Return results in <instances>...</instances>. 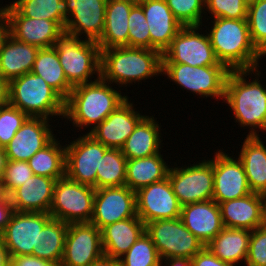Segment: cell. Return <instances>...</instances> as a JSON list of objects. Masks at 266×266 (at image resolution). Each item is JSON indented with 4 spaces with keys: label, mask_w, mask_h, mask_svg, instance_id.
<instances>
[{
    "label": "cell",
    "mask_w": 266,
    "mask_h": 266,
    "mask_svg": "<svg viewBox=\"0 0 266 266\" xmlns=\"http://www.w3.org/2000/svg\"><path fill=\"white\" fill-rule=\"evenodd\" d=\"M109 84L97 76L94 82L74 86L65 100L64 118L80 129L93 124L92 130L99 125L128 98Z\"/></svg>",
    "instance_id": "cell-1"
},
{
    "label": "cell",
    "mask_w": 266,
    "mask_h": 266,
    "mask_svg": "<svg viewBox=\"0 0 266 266\" xmlns=\"http://www.w3.org/2000/svg\"><path fill=\"white\" fill-rule=\"evenodd\" d=\"M250 73L256 76L251 82L245 78ZM260 74L258 68L232 70L225 84L223 101L234 111L236 122L241 127H251L248 136H260L256 128L266 131V87L260 83Z\"/></svg>",
    "instance_id": "cell-2"
},
{
    "label": "cell",
    "mask_w": 266,
    "mask_h": 266,
    "mask_svg": "<svg viewBox=\"0 0 266 266\" xmlns=\"http://www.w3.org/2000/svg\"><path fill=\"white\" fill-rule=\"evenodd\" d=\"M212 22L208 35L221 64L230 71L259 68L263 55L251 41L247 19L214 18Z\"/></svg>",
    "instance_id": "cell-3"
},
{
    "label": "cell",
    "mask_w": 266,
    "mask_h": 266,
    "mask_svg": "<svg viewBox=\"0 0 266 266\" xmlns=\"http://www.w3.org/2000/svg\"><path fill=\"white\" fill-rule=\"evenodd\" d=\"M100 50V77L110 85L127 86L162 74V54L157 50L127 46Z\"/></svg>",
    "instance_id": "cell-4"
},
{
    "label": "cell",
    "mask_w": 266,
    "mask_h": 266,
    "mask_svg": "<svg viewBox=\"0 0 266 266\" xmlns=\"http://www.w3.org/2000/svg\"><path fill=\"white\" fill-rule=\"evenodd\" d=\"M9 104L30 117L50 119L53 115L64 117L65 113V100L32 72L9 82Z\"/></svg>",
    "instance_id": "cell-5"
},
{
    "label": "cell",
    "mask_w": 266,
    "mask_h": 266,
    "mask_svg": "<svg viewBox=\"0 0 266 266\" xmlns=\"http://www.w3.org/2000/svg\"><path fill=\"white\" fill-rule=\"evenodd\" d=\"M67 81L74 87L100 76L101 50L96 41L63 33L54 45Z\"/></svg>",
    "instance_id": "cell-6"
},
{
    "label": "cell",
    "mask_w": 266,
    "mask_h": 266,
    "mask_svg": "<svg viewBox=\"0 0 266 266\" xmlns=\"http://www.w3.org/2000/svg\"><path fill=\"white\" fill-rule=\"evenodd\" d=\"M230 70L225 65L190 66L181 63H162V75H167L181 88L201 97L224 99L226 79ZM223 98V99H222Z\"/></svg>",
    "instance_id": "cell-7"
},
{
    "label": "cell",
    "mask_w": 266,
    "mask_h": 266,
    "mask_svg": "<svg viewBox=\"0 0 266 266\" xmlns=\"http://www.w3.org/2000/svg\"><path fill=\"white\" fill-rule=\"evenodd\" d=\"M145 232L153 241L161 260L191 259L204 247L181 218L151 221L145 224Z\"/></svg>",
    "instance_id": "cell-8"
},
{
    "label": "cell",
    "mask_w": 266,
    "mask_h": 266,
    "mask_svg": "<svg viewBox=\"0 0 266 266\" xmlns=\"http://www.w3.org/2000/svg\"><path fill=\"white\" fill-rule=\"evenodd\" d=\"M96 189L80 184L66 176L58 179L54 186L53 202L49 214L65 223L90 222Z\"/></svg>",
    "instance_id": "cell-9"
},
{
    "label": "cell",
    "mask_w": 266,
    "mask_h": 266,
    "mask_svg": "<svg viewBox=\"0 0 266 266\" xmlns=\"http://www.w3.org/2000/svg\"><path fill=\"white\" fill-rule=\"evenodd\" d=\"M193 165V166H192ZM188 167H170L168 178L181 206L212 200L214 189L213 159Z\"/></svg>",
    "instance_id": "cell-10"
},
{
    "label": "cell",
    "mask_w": 266,
    "mask_h": 266,
    "mask_svg": "<svg viewBox=\"0 0 266 266\" xmlns=\"http://www.w3.org/2000/svg\"><path fill=\"white\" fill-rule=\"evenodd\" d=\"M199 26H183L162 54V63H181L190 66L221 64L211 45L208 32L200 34Z\"/></svg>",
    "instance_id": "cell-11"
},
{
    "label": "cell",
    "mask_w": 266,
    "mask_h": 266,
    "mask_svg": "<svg viewBox=\"0 0 266 266\" xmlns=\"http://www.w3.org/2000/svg\"><path fill=\"white\" fill-rule=\"evenodd\" d=\"M52 219L49 213L14 211L5 230L0 234L9 257H38V236Z\"/></svg>",
    "instance_id": "cell-12"
},
{
    "label": "cell",
    "mask_w": 266,
    "mask_h": 266,
    "mask_svg": "<svg viewBox=\"0 0 266 266\" xmlns=\"http://www.w3.org/2000/svg\"><path fill=\"white\" fill-rule=\"evenodd\" d=\"M65 176L96 189V175L104 153L109 149L86 133L65 145Z\"/></svg>",
    "instance_id": "cell-13"
},
{
    "label": "cell",
    "mask_w": 266,
    "mask_h": 266,
    "mask_svg": "<svg viewBox=\"0 0 266 266\" xmlns=\"http://www.w3.org/2000/svg\"><path fill=\"white\" fill-rule=\"evenodd\" d=\"M103 255L100 229L91 222L68 224L59 266H90Z\"/></svg>",
    "instance_id": "cell-14"
},
{
    "label": "cell",
    "mask_w": 266,
    "mask_h": 266,
    "mask_svg": "<svg viewBox=\"0 0 266 266\" xmlns=\"http://www.w3.org/2000/svg\"><path fill=\"white\" fill-rule=\"evenodd\" d=\"M137 216L136 192L126 185L96 189L91 223L102 230L107 225Z\"/></svg>",
    "instance_id": "cell-15"
},
{
    "label": "cell",
    "mask_w": 266,
    "mask_h": 266,
    "mask_svg": "<svg viewBox=\"0 0 266 266\" xmlns=\"http://www.w3.org/2000/svg\"><path fill=\"white\" fill-rule=\"evenodd\" d=\"M7 32L39 48L53 47L64 29L55 21L23 16L12 4L4 6Z\"/></svg>",
    "instance_id": "cell-16"
},
{
    "label": "cell",
    "mask_w": 266,
    "mask_h": 266,
    "mask_svg": "<svg viewBox=\"0 0 266 266\" xmlns=\"http://www.w3.org/2000/svg\"><path fill=\"white\" fill-rule=\"evenodd\" d=\"M137 216L145 223L175 219L181 216V205L169 178L144 186L136 191Z\"/></svg>",
    "instance_id": "cell-17"
},
{
    "label": "cell",
    "mask_w": 266,
    "mask_h": 266,
    "mask_svg": "<svg viewBox=\"0 0 266 266\" xmlns=\"http://www.w3.org/2000/svg\"><path fill=\"white\" fill-rule=\"evenodd\" d=\"M223 150L216 152L213 159L214 189L212 199L217 203L238 199L252 193L241 161Z\"/></svg>",
    "instance_id": "cell-18"
},
{
    "label": "cell",
    "mask_w": 266,
    "mask_h": 266,
    "mask_svg": "<svg viewBox=\"0 0 266 266\" xmlns=\"http://www.w3.org/2000/svg\"><path fill=\"white\" fill-rule=\"evenodd\" d=\"M68 18L64 32L98 41L103 34L107 0H66ZM71 17V18H70Z\"/></svg>",
    "instance_id": "cell-19"
},
{
    "label": "cell",
    "mask_w": 266,
    "mask_h": 266,
    "mask_svg": "<svg viewBox=\"0 0 266 266\" xmlns=\"http://www.w3.org/2000/svg\"><path fill=\"white\" fill-rule=\"evenodd\" d=\"M128 99L88 132L107 148L121 149L137 124L146 116L135 111Z\"/></svg>",
    "instance_id": "cell-20"
},
{
    "label": "cell",
    "mask_w": 266,
    "mask_h": 266,
    "mask_svg": "<svg viewBox=\"0 0 266 266\" xmlns=\"http://www.w3.org/2000/svg\"><path fill=\"white\" fill-rule=\"evenodd\" d=\"M50 119L28 117L12 140L4 147L7 160L28 161L36 152L47 146L54 138Z\"/></svg>",
    "instance_id": "cell-21"
},
{
    "label": "cell",
    "mask_w": 266,
    "mask_h": 266,
    "mask_svg": "<svg viewBox=\"0 0 266 266\" xmlns=\"http://www.w3.org/2000/svg\"><path fill=\"white\" fill-rule=\"evenodd\" d=\"M139 5L149 26L151 49L163 54L183 25L175 18L166 0H144Z\"/></svg>",
    "instance_id": "cell-22"
},
{
    "label": "cell",
    "mask_w": 266,
    "mask_h": 266,
    "mask_svg": "<svg viewBox=\"0 0 266 266\" xmlns=\"http://www.w3.org/2000/svg\"><path fill=\"white\" fill-rule=\"evenodd\" d=\"M180 218L204 246L224 228L219 204L213 199L181 206Z\"/></svg>",
    "instance_id": "cell-23"
},
{
    "label": "cell",
    "mask_w": 266,
    "mask_h": 266,
    "mask_svg": "<svg viewBox=\"0 0 266 266\" xmlns=\"http://www.w3.org/2000/svg\"><path fill=\"white\" fill-rule=\"evenodd\" d=\"M225 228H239L253 231L263 226V196L252 192L245 197L219 203Z\"/></svg>",
    "instance_id": "cell-24"
},
{
    "label": "cell",
    "mask_w": 266,
    "mask_h": 266,
    "mask_svg": "<svg viewBox=\"0 0 266 266\" xmlns=\"http://www.w3.org/2000/svg\"><path fill=\"white\" fill-rule=\"evenodd\" d=\"M56 181L34 174L9 195L14 211L49 213Z\"/></svg>",
    "instance_id": "cell-25"
},
{
    "label": "cell",
    "mask_w": 266,
    "mask_h": 266,
    "mask_svg": "<svg viewBox=\"0 0 266 266\" xmlns=\"http://www.w3.org/2000/svg\"><path fill=\"white\" fill-rule=\"evenodd\" d=\"M39 49L18 41L6 31L0 41V75L10 82L30 73Z\"/></svg>",
    "instance_id": "cell-26"
},
{
    "label": "cell",
    "mask_w": 266,
    "mask_h": 266,
    "mask_svg": "<svg viewBox=\"0 0 266 266\" xmlns=\"http://www.w3.org/2000/svg\"><path fill=\"white\" fill-rule=\"evenodd\" d=\"M144 232L145 223L138 216L107 225L101 230L104 255L121 258Z\"/></svg>",
    "instance_id": "cell-27"
},
{
    "label": "cell",
    "mask_w": 266,
    "mask_h": 266,
    "mask_svg": "<svg viewBox=\"0 0 266 266\" xmlns=\"http://www.w3.org/2000/svg\"><path fill=\"white\" fill-rule=\"evenodd\" d=\"M134 5L128 0H107L103 34L97 41L100 49L128 47V18Z\"/></svg>",
    "instance_id": "cell-28"
},
{
    "label": "cell",
    "mask_w": 266,
    "mask_h": 266,
    "mask_svg": "<svg viewBox=\"0 0 266 266\" xmlns=\"http://www.w3.org/2000/svg\"><path fill=\"white\" fill-rule=\"evenodd\" d=\"M238 159L243 164L252 192H266V146L259 136H246Z\"/></svg>",
    "instance_id": "cell-29"
},
{
    "label": "cell",
    "mask_w": 266,
    "mask_h": 266,
    "mask_svg": "<svg viewBox=\"0 0 266 266\" xmlns=\"http://www.w3.org/2000/svg\"><path fill=\"white\" fill-rule=\"evenodd\" d=\"M159 127L154 117L145 116L121 148L126 159H140L159 153L162 142Z\"/></svg>",
    "instance_id": "cell-30"
},
{
    "label": "cell",
    "mask_w": 266,
    "mask_h": 266,
    "mask_svg": "<svg viewBox=\"0 0 266 266\" xmlns=\"http://www.w3.org/2000/svg\"><path fill=\"white\" fill-rule=\"evenodd\" d=\"M250 235L247 229L224 227L206 246L220 260L236 266L246 262Z\"/></svg>",
    "instance_id": "cell-31"
},
{
    "label": "cell",
    "mask_w": 266,
    "mask_h": 266,
    "mask_svg": "<svg viewBox=\"0 0 266 266\" xmlns=\"http://www.w3.org/2000/svg\"><path fill=\"white\" fill-rule=\"evenodd\" d=\"M160 153L127 160L125 185L136 192L144 186L167 178L170 167Z\"/></svg>",
    "instance_id": "cell-32"
},
{
    "label": "cell",
    "mask_w": 266,
    "mask_h": 266,
    "mask_svg": "<svg viewBox=\"0 0 266 266\" xmlns=\"http://www.w3.org/2000/svg\"><path fill=\"white\" fill-rule=\"evenodd\" d=\"M31 72L42 77L64 100L73 89L67 81L54 46L39 49Z\"/></svg>",
    "instance_id": "cell-33"
},
{
    "label": "cell",
    "mask_w": 266,
    "mask_h": 266,
    "mask_svg": "<svg viewBox=\"0 0 266 266\" xmlns=\"http://www.w3.org/2000/svg\"><path fill=\"white\" fill-rule=\"evenodd\" d=\"M65 162V145L62 147L56 138L28 160L33 174L56 180L65 177Z\"/></svg>",
    "instance_id": "cell-34"
},
{
    "label": "cell",
    "mask_w": 266,
    "mask_h": 266,
    "mask_svg": "<svg viewBox=\"0 0 266 266\" xmlns=\"http://www.w3.org/2000/svg\"><path fill=\"white\" fill-rule=\"evenodd\" d=\"M67 230L68 223L52 218L39 232L38 258L60 265Z\"/></svg>",
    "instance_id": "cell-35"
},
{
    "label": "cell",
    "mask_w": 266,
    "mask_h": 266,
    "mask_svg": "<svg viewBox=\"0 0 266 266\" xmlns=\"http://www.w3.org/2000/svg\"><path fill=\"white\" fill-rule=\"evenodd\" d=\"M23 16L57 22L63 29L68 18L66 0H15L11 3Z\"/></svg>",
    "instance_id": "cell-36"
},
{
    "label": "cell",
    "mask_w": 266,
    "mask_h": 266,
    "mask_svg": "<svg viewBox=\"0 0 266 266\" xmlns=\"http://www.w3.org/2000/svg\"><path fill=\"white\" fill-rule=\"evenodd\" d=\"M127 159L121 149L109 148L103 155L96 175V189L124 186Z\"/></svg>",
    "instance_id": "cell-37"
},
{
    "label": "cell",
    "mask_w": 266,
    "mask_h": 266,
    "mask_svg": "<svg viewBox=\"0 0 266 266\" xmlns=\"http://www.w3.org/2000/svg\"><path fill=\"white\" fill-rule=\"evenodd\" d=\"M118 260L120 266H159L161 263L159 253L146 232Z\"/></svg>",
    "instance_id": "cell-38"
},
{
    "label": "cell",
    "mask_w": 266,
    "mask_h": 266,
    "mask_svg": "<svg viewBox=\"0 0 266 266\" xmlns=\"http://www.w3.org/2000/svg\"><path fill=\"white\" fill-rule=\"evenodd\" d=\"M247 24L253 45L266 55V0H250L247 9Z\"/></svg>",
    "instance_id": "cell-39"
},
{
    "label": "cell",
    "mask_w": 266,
    "mask_h": 266,
    "mask_svg": "<svg viewBox=\"0 0 266 266\" xmlns=\"http://www.w3.org/2000/svg\"><path fill=\"white\" fill-rule=\"evenodd\" d=\"M128 28V47L151 49L149 26L139 4H135L130 11Z\"/></svg>",
    "instance_id": "cell-40"
},
{
    "label": "cell",
    "mask_w": 266,
    "mask_h": 266,
    "mask_svg": "<svg viewBox=\"0 0 266 266\" xmlns=\"http://www.w3.org/2000/svg\"><path fill=\"white\" fill-rule=\"evenodd\" d=\"M166 3L183 26H202L205 0H166Z\"/></svg>",
    "instance_id": "cell-41"
},
{
    "label": "cell",
    "mask_w": 266,
    "mask_h": 266,
    "mask_svg": "<svg viewBox=\"0 0 266 266\" xmlns=\"http://www.w3.org/2000/svg\"><path fill=\"white\" fill-rule=\"evenodd\" d=\"M29 116L8 104L0 107V147H5Z\"/></svg>",
    "instance_id": "cell-42"
},
{
    "label": "cell",
    "mask_w": 266,
    "mask_h": 266,
    "mask_svg": "<svg viewBox=\"0 0 266 266\" xmlns=\"http://www.w3.org/2000/svg\"><path fill=\"white\" fill-rule=\"evenodd\" d=\"M33 175L28 161L7 160L0 180L4 185L5 192L9 196L16 188L33 177Z\"/></svg>",
    "instance_id": "cell-43"
},
{
    "label": "cell",
    "mask_w": 266,
    "mask_h": 266,
    "mask_svg": "<svg viewBox=\"0 0 266 266\" xmlns=\"http://www.w3.org/2000/svg\"><path fill=\"white\" fill-rule=\"evenodd\" d=\"M248 0H205L212 18L247 19Z\"/></svg>",
    "instance_id": "cell-44"
},
{
    "label": "cell",
    "mask_w": 266,
    "mask_h": 266,
    "mask_svg": "<svg viewBox=\"0 0 266 266\" xmlns=\"http://www.w3.org/2000/svg\"><path fill=\"white\" fill-rule=\"evenodd\" d=\"M247 266H266V224L251 231Z\"/></svg>",
    "instance_id": "cell-45"
},
{
    "label": "cell",
    "mask_w": 266,
    "mask_h": 266,
    "mask_svg": "<svg viewBox=\"0 0 266 266\" xmlns=\"http://www.w3.org/2000/svg\"><path fill=\"white\" fill-rule=\"evenodd\" d=\"M191 266H234L216 257L204 246L194 257L191 258Z\"/></svg>",
    "instance_id": "cell-46"
},
{
    "label": "cell",
    "mask_w": 266,
    "mask_h": 266,
    "mask_svg": "<svg viewBox=\"0 0 266 266\" xmlns=\"http://www.w3.org/2000/svg\"><path fill=\"white\" fill-rule=\"evenodd\" d=\"M9 266H59L50 261L32 255L10 257Z\"/></svg>",
    "instance_id": "cell-47"
},
{
    "label": "cell",
    "mask_w": 266,
    "mask_h": 266,
    "mask_svg": "<svg viewBox=\"0 0 266 266\" xmlns=\"http://www.w3.org/2000/svg\"><path fill=\"white\" fill-rule=\"evenodd\" d=\"M13 212L14 209L10 197L7 196L4 200L0 201V234L5 230Z\"/></svg>",
    "instance_id": "cell-48"
},
{
    "label": "cell",
    "mask_w": 266,
    "mask_h": 266,
    "mask_svg": "<svg viewBox=\"0 0 266 266\" xmlns=\"http://www.w3.org/2000/svg\"><path fill=\"white\" fill-rule=\"evenodd\" d=\"M9 104V81L0 75V107Z\"/></svg>",
    "instance_id": "cell-49"
},
{
    "label": "cell",
    "mask_w": 266,
    "mask_h": 266,
    "mask_svg": "<svg viewBox=\"0 0 266 266\" xmlns=\"http://www.w3.org/2000/svg\"><path fill=\"white\" fill-rule=\"evenodd\" d=\"M166 263L167 266H191V259L186 258H169L165 260H161L159 266H163L162 263Z\"/></svg>",
    "instance_id": "cell-50"
},
{
    "label": "cell",
    "mask_w": 266,
    "mask_h": 266,
    "mask_svg": "<svg viewBox=\"0 0 266 266\" xmlns=\"http://www.w3.org/2000/svg\"><path fill=\"white\" fill-rule=\"evenodd\" d=\"M90 266H120L118 259L103 255L98 260L94 261Z\"/></svg>",
    "instance_id": "cell-51"
},
{
    "label": "cell",
    "mask_w": 266,
    "mask_h": 266,
    "mask_svg": "<svg viewBox=\"0 0 266 266\" xmlns=\"http://www.w3.org/2000/svg\"><path fill=\"white\" fill-rule=\"evenodd\" d=\"M10 257L4 245L3 239L0 236V266H9Z\"/></svg>",
    "instance_id": "cell-52"
},
{
    "label": "cell",
    "mask_w": 266,
    "mask_h": 266,
    "mask_svg": "<svg viewBox=\"0 0 266 266\" xmlns=\"http://www.w3.org/2000/svg\"><path fill=\"white\" fill-rule=\"evenodd\" d=\"M7 31L4 7L0 8V41Z\"/></svg>",
    "instance_id": "cell-53"
},
{
    "label": "cell",
    "mask_w": 266,
    "mask_h": 266,
    "mask_svg": "<svg viewBox=\"0 0 266 266\" xmlns=\"http://www.w3.org/2000/svg\"><path fill=\"white\" fill-rule=\"evenodd\" d=\"M7 156L3 147H0V178L3 173V169L6 166Z\"/></svg>",
    "instance_id": "cell-54"
},
{
    "label": "cell",
    "mask_w": 266,
    "mask_h": 266,
    "mask_svg": "<svg viewBox=\"0 0 266 266\" xmlns=\"http://www.w3.org/2000/svg\"><path fill=\"white\" fill-rule=\"evenodd\" d=\"M7 193L5 192L4 185L0 180V201L4 200L7 197Z\"/></svg>",
    "instance_id": "cell-55"
},
{
    "label": "cell",
    "mask_w": 266,
    "mask_h": 266,
    "mask_svg": "<svg viewBox=\"0 0 266 266\" xmlns=\"http://www.w3.org/2000/svg\"><path fill=\"white\" fill-rule=\"evenodd\" d=\"M262 196H263V208H264V221L266 224V192H264Z\"/></svg>",
    "instance_id": "cell-56"
},
{
    "label": "cell",
    "mask_w": 266,
    "mask_h": 266,
    "mask_svg": "<svg viewBox=\"0 0 266 266\" xmlns=\"http://www.w3.org/2000/svg\"><path fill=\"white\" fill-rule=\"evenodd\" d=\"M128 1H131L135 4H140L141 2H143L144 0H128Z\"/></svg>",
    "instance_id": "cell-57"
}]
</instances>
